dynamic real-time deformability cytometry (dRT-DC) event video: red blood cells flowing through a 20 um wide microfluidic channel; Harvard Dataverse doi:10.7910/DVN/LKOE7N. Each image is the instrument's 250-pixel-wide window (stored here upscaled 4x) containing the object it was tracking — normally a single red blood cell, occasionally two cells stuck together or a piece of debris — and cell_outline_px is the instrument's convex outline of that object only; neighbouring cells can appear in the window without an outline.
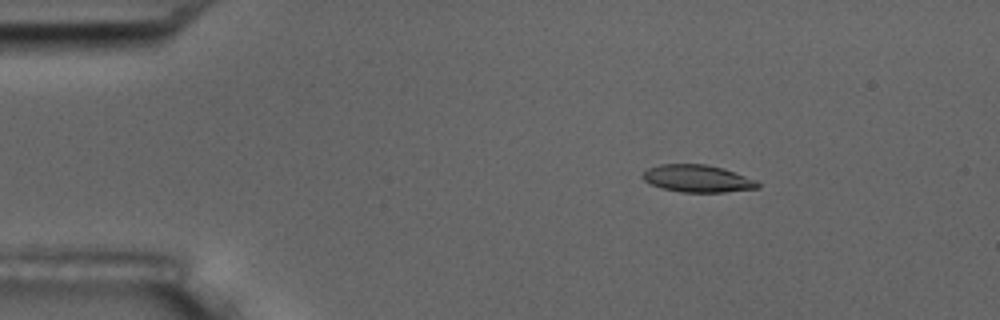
{"species": "common noctule bat (a hibernating species)", "species_latin": "Nyctalus noctula", "temperature_condition": "room temperature", "stored_images_in_passage": 6, "camera_frame_rate_fps": 3000, "um_per_image_px": 0.085, "animal": {"sex": "male", "body_mass_g": 17.5, "forearm_length_mm": 52.3}, "frame": {"image": 1, "passage_image": 3, "time_ms": 2.667, "image_size_px": [1000, 320], "cell_outline_px": [[760, 188], [724, 192], [680, 192], [660, 188], [644, 180], [640, 176], [648, 168], [660, 164], [704, 164], [724, 168], [756, 180], [760, 184]], "centroid_in_image_um": [59.28, 15.18], "position_along_channel_um": 25.7, "area_um2": 18.38}}
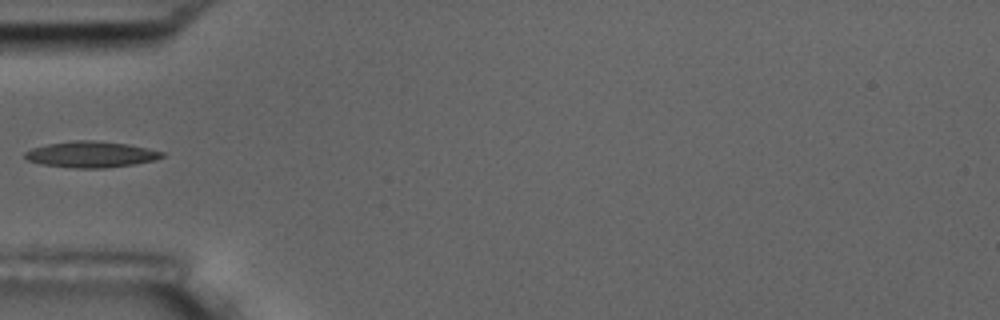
{"frame": {"image": 2, "passage_image": 6, "time_ms": 6.0, "image_size_px": [1000, 320], "cell_outline_px": [[164, 156], [156, 160], [132, 164], [104, 168], [76, 168], [40, 164], [28, 160], [24, 156], [24, 152], [32, 148], [48, 144], [72, 140], [92, 140], [128, 144], [148, 148], [164, 152]], "centroid_in_image_um": [7.73, 13.12], "position_along_channel_um": 77.3, "area_um2": 20.81}}